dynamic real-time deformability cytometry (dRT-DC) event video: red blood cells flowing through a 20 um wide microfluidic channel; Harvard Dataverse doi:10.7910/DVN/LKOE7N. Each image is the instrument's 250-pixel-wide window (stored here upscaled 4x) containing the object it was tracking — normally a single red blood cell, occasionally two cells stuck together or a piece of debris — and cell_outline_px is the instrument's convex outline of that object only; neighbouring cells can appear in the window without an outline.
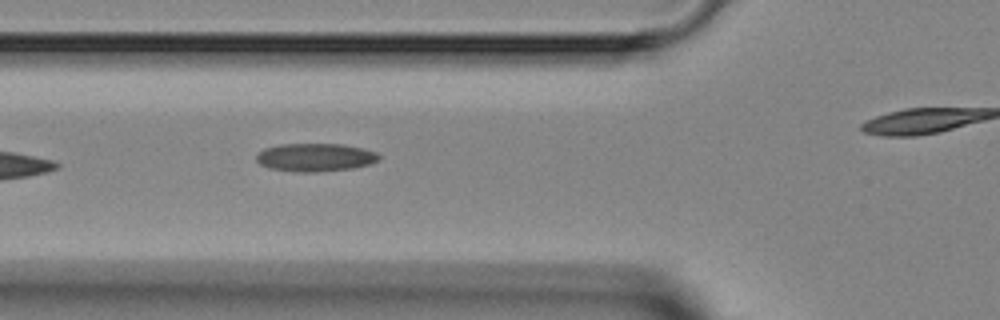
{"species": "Egyptian fruit bat (a non-hibernating species)", "species_latin": "Rousettus aegyptiacus", "temperature_condition": "room temperature", "stored_images_in_passage": 5, "segment_of_instrument_passage": [1, 2], "camera_frame_rate_fps": 3000, "um_per_image_px": 0.085, "animal": {"sex": "female"}, "frame": {"image": 1, "passage_image": 4, "time_ms": 3.333, "image_size_px": [1000, 320], "cell_outline_px": [[380, 160], [368, 164], [352, 168], [316, 172], [296, 172], [268, 168], [260, 164], [256, 160], [256, 156], [264, 148], [280, 144], [344, 144], [364, 148], [376, 152], [380, 156]], "centroid_in_image_um": [26.8, 13.37], "position_along_channel_um": 99.0, "area_um2": 20.17}}